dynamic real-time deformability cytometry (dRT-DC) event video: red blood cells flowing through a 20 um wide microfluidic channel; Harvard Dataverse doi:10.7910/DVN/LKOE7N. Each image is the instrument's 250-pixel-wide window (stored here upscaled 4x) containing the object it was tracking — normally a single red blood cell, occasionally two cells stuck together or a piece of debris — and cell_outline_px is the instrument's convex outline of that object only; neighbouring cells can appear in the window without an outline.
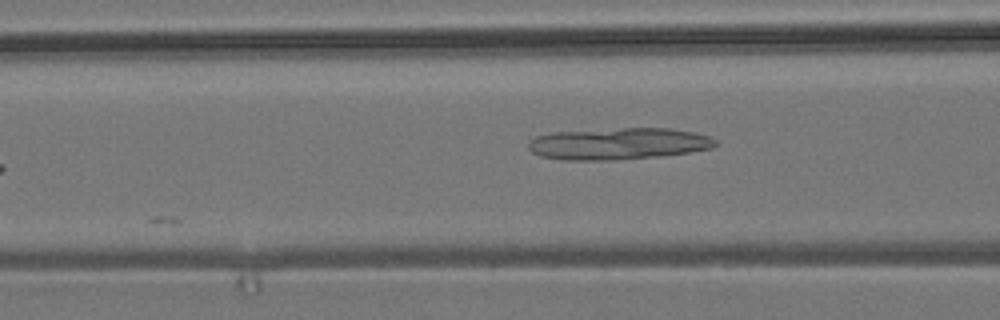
{"species": "common noctule bat (a hibernating species)", "species_latin": "Nyctalus noctula", "temperature_condition": "room temperature", "stored_images_in_passage": 7, "camera_frame_rate_fps": 3000, "um_per_image_px": 0.085, "animal": {"sex": "male", "body_mass_g": 19.2, "forearm_length_mm": 51.8}, "frame": {"image": 1, "passage_image": 7, "time_ms": 8.0, "image_size_px": [1000, 320], "cell_outline_px": [[720, 144], [712, 148], [688, 152], [660, 156], [612, 160], [564, 160], [540, 156], [532, 152], [528, 148], [528, 144], [536, 136], [552, 132], [624, 128], [668, 128], [692, 132], [708, 136], [716, 140]], "centroid_in_image_um": [52.56, 12.22], "position_along_channel_um": 114.0, "area_um2": 34.51}}